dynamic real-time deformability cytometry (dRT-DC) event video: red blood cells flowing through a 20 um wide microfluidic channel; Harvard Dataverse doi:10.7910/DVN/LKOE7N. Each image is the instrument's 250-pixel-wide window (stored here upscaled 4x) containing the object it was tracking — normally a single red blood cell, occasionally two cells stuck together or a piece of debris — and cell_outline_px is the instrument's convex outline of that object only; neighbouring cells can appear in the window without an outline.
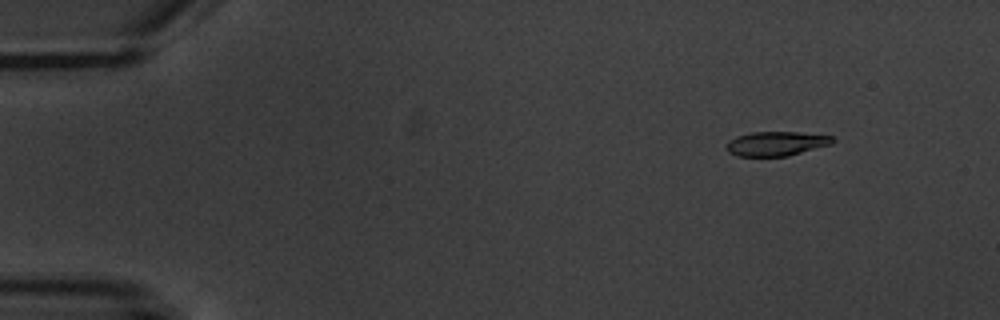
{"species": "common noctule bat (a hibernating species)", "species_latin": "Nyctalus noctula", "temperature_condition": "warm", "stored_images_in_passage": 5, "camera_frame_rate_fps": 3000, "um_per_image_px": 0.085, "animal": {"sex": "male", "body_mass_g": 20.1, "forearm_length_mm": 53.5}, "frame": {"image": 1, "passage_image": 2, "time_ms": 1.333, "image_size_px": [1000, 320], "cell_outline_px": [[836, 140], [832, 144], [788, 156], [736, 156], [728, 152], [728, 140], [736, 136], [752, 132], [796, 132], [832, 136]], "centroid_in_image_um": [65.99, 12.21], "position_along_channel_um": 19.0, "area_um2": 15.03}}